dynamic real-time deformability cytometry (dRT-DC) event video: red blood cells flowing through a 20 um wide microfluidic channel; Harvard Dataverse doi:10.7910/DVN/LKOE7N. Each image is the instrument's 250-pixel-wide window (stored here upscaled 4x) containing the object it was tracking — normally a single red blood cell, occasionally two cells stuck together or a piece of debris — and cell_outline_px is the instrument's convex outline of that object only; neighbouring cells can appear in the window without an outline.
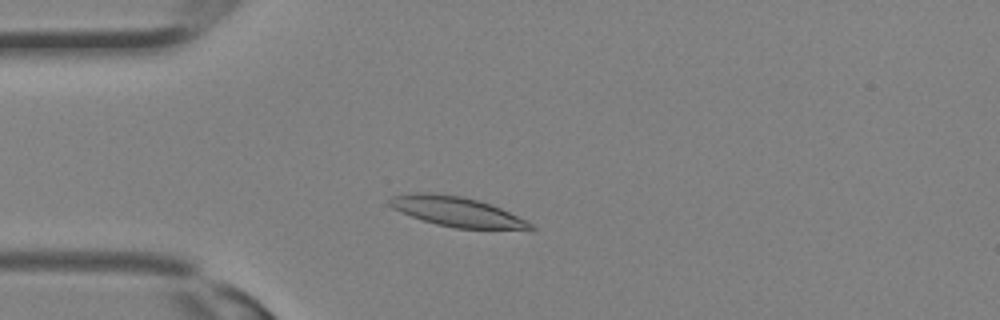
{"species": "Egyptian fruit bat (a non-hibernating species)", "species_latin": "Rousettus aegyptiacus", "temperature_condition": "room temperature", "stored_images_in_passage": 15, "camera_frame_rate_fps": 3000, "um_per_image_px": 0.085, "animal": {"sex": "female"}, "frame": {"image": 1, "passage_image": 4, "time_ms": 1.0, "image_size_px": [1000, 320], "cell_outline_px": [[536, 228], [456, 228], [436, 224], [400, 212], [392, 208], [388, 204], [388, 200], [392, 196], [412, 192], [432, 192], [464, 196], [492, 204], [528, 220]], "centroid_in_image_um": [38.77, 17.95], "position_along_channel_um": 46.2, "area_um2": 24.33}}
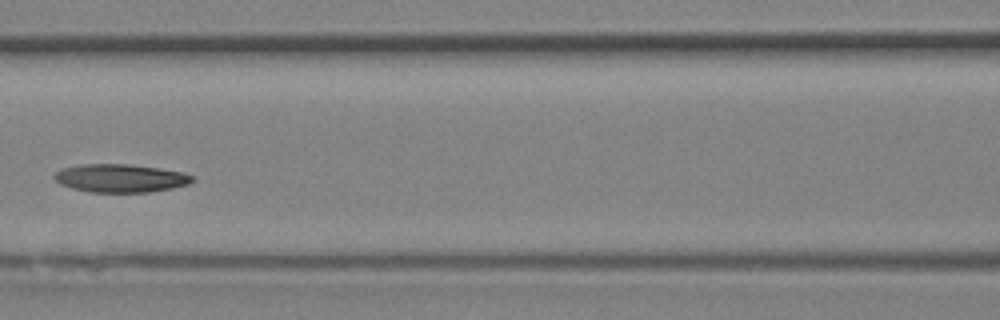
{"frame": {"image": 2, "passage_image": 10, "time_ms": 3.0, "image_size_px": [1000, 320], "cell_outline_px": [[196, 180], [188, 184], [172, 188], [148, 192], [88, 192], [72, 188], [60, 184], [52, 176], [60, 168], [80, 164], [128, 164], [160, 168], [180, 172], [196, 176]], "centroid_in_image_um": [10.23, 15.14], "position_along_channel_um": 156.4, "area_um2": 22.83}}
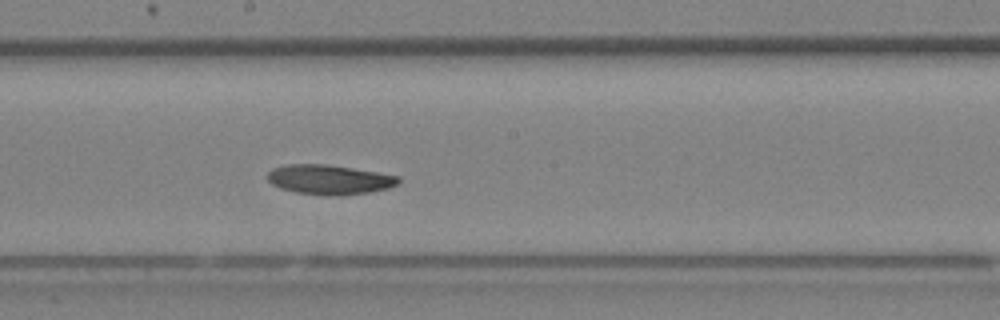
{"frame": {"image": 3, "passage_image": 13, "time_ms": 4.0, "image_size_px": [1000, 320], "cell_outline_px": [[400, 184], [388, 188], [368, 192], [340, 196], [332, 196], [296, 192], [280, 188], [272, 184], [268, 180], [268, 172], [272, 168], [288, 164], [324, 164], [352, 168], [400, 176]], "centroid_in_image_um": [28.0, 15.27], "position_along_channel_um": 220.2, "area_um2": 22.6}}